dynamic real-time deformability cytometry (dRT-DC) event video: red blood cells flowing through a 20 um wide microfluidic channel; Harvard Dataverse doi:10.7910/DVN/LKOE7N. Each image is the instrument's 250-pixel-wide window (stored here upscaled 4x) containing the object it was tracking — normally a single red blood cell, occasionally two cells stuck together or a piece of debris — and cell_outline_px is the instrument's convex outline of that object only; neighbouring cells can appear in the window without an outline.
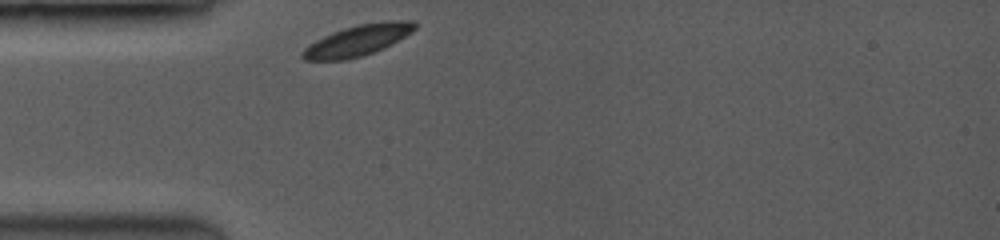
{"species": "common noctule bat (a hibernating species)", "species_latin": "Nyctalus noctula", "temperature_condition": "room temperature", "stored_images_in_passage": 7, "camera_frame_rate_fps": 3500, "um_per_image_px": 0.085, "animal": {"sex": "female", "body_mass_g": 19.0, "forearm_length_mm": 53.3}, "frame": {"image": 1, "passage_image": 1, "time_ms": 0.0, "image_size_px": [1000, 240], "cell_outline_px": [[416, 28], [412, 32], [392, 44], [372, 52], [360, 56], [344, 60], [304, 60], [300, 56], [300, 52], [308, 44], [332, 32], [356, 24], [384, 20], [412, 20], [416, 24]], "centroid_in_image_um": [30.39, 3.41], "position_along_channel_um": 54.6, "area_um2": 20.35}}
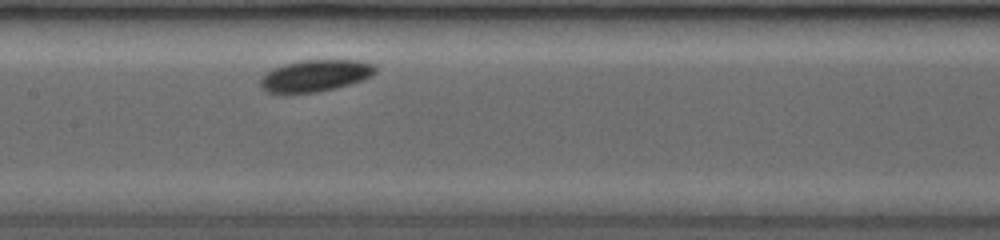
{"frame": {"image": 2, "passage_image": 7, "time_ms": 3.429, "image_size_px": [1000, 240], "cell_outline_px": [[376, 72], [372, 76], [364, 80], [332, 88], [312, 92], [268, 92], [260, 84], [260, 80], [268, 72], [276, 68], [300, 60], [360, 60], [376, 64]], "centroid_in_image_um": [26.9, 6.4], "position_along_channel_um": 180.5, "area_um2": 20.69}}